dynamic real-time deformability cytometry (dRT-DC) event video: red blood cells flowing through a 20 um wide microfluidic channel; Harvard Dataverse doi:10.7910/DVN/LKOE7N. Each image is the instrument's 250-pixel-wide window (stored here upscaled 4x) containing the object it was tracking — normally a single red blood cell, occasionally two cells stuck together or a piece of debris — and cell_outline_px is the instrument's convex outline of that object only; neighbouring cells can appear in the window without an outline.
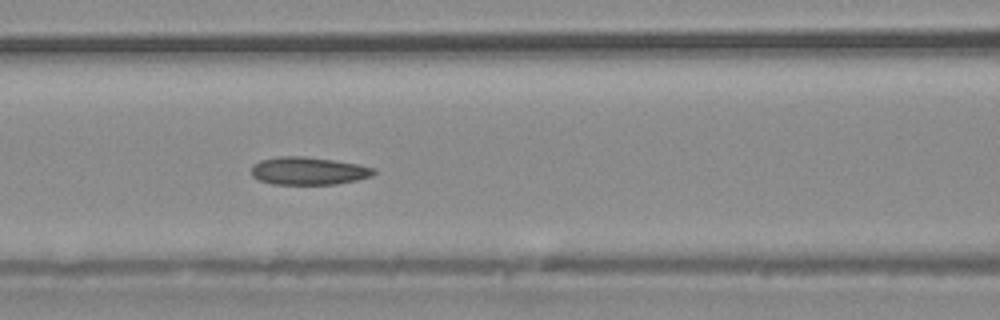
{"species": "common noctule bat (a hibernating species)", "species_latin": "Nyctalus noctula", "temperature_condition": "warm", "stored_images_in_passage": 22, "camera_frame_rate_fps": 3000, "um_per_image_px": 0.085, "animal": {"sex": "male", "body_mass_g": 20.4}, "frame": {"image": 1, "passage_image": 7, "time_ms": 2.0, "image_size_px": [1000, 320], "cell_outline_px": [[376, 172], [372, 176], [356, 180], [336, 184], [272, 184], [260, 180], [252, 176], [252, 164], [260, 160], [280, 156], [304, 156], [336, 160], [376, 168]], "centroid_in_image_um": [26.22, 14.52], "position_along_channel_um": 140.4, "area_um2": 19.88}}
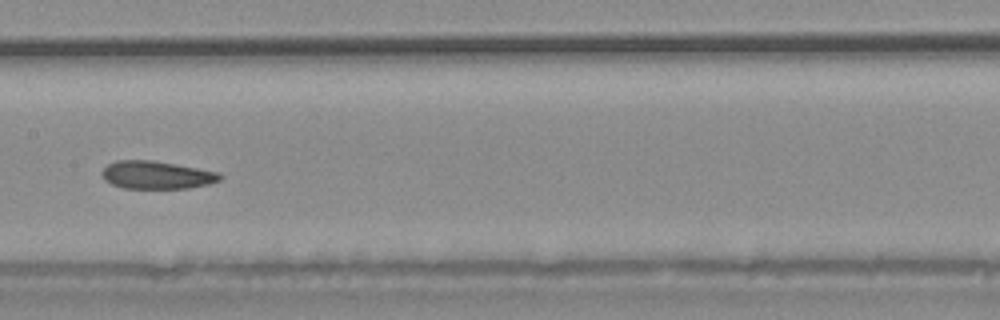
{"frame": {"image": 2, "passage_image": 10, "time_ms": 3.0, "image_size_px": [1000, 320], "cell_outline_px": [[224, 176], [220, 180], [208, 184], [188, 188], [124, 188], [112, 184], [104, 180], [100, 172], [108, 164], [116, 160], [152, 160], [220, 172]], "centroid_in_image_um": [13.31, 14.87], "position_along_channel_um": 194.1, "area_um2": 19.19}}